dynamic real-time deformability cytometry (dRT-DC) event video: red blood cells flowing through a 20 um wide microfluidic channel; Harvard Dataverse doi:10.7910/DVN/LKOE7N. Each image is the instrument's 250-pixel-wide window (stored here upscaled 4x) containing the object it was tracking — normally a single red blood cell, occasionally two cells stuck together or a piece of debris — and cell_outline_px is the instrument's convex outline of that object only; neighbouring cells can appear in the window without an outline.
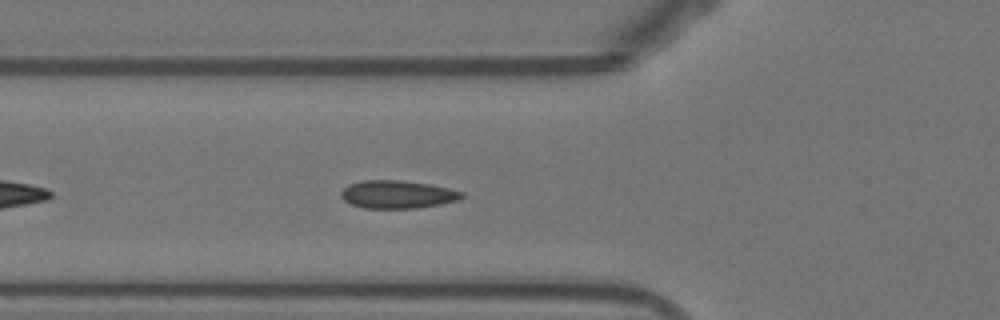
{"species": "Egyptian fruit bat (a non-hibernating species)", "species_latin": "Rousettus aegyptiacus", "temperature_condition": "warm", "stored_images_in_passage": 42, "segment_of_instrument_passage": [1, 2], "camera_frame_rate_fps": 3000, "um_per_image_px": 0.085, "animal": {"sex": "female"}, "frame": {"image": 1, "passage_image": 7, "time_ms": 2.0, "image_size_px": [1000, 320], "cell_outline_px": [[464, 196], [460, 200], [440, 204], [416, 208], [364, 208], [352, 204], [344, 200], [340, 196], [340, 192], [348, 184], [364, 180], [400, 180], [432, 184], [464, 192]], "centroid_in_image_um": [33.8, 16.52], "position_along_channel_um": 92.0, "area_um2": 19.77}}
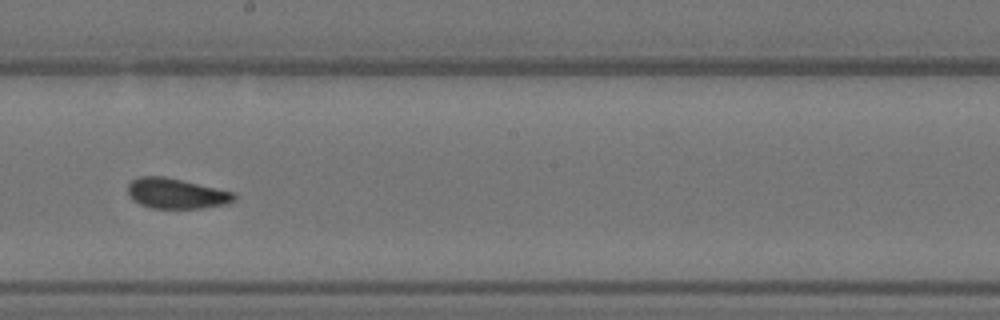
{"frame": {"image": 2, "passage_image": 18, "time_ms": 5.667, "image_size_px": [1000, 320], "cell_outline_px": [[236, 200], [228, 204], [200, 208], [152, 208], [140, 204], [132, 200], [128, 196], [128, 184], [132, 180], [140, 176], [164, 176], [236, 192]], "centroid_in_image_um": [15.0, 16.44], "position_along_channel_um": 233.2, "area_um2": 18.96}}
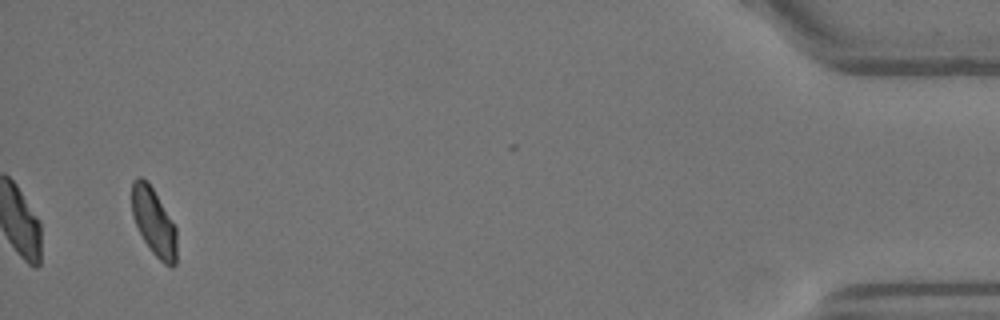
{"frame": {"image": 3, "passage_image": 39, "time_ms": 12.667, "image_size_px": [1000, 320], "cell_outline_px": [[176, 264], [172, 268], [164, 264], [152, 252], [144, 240], [132, 216], [132, 180], [136, 176], [140, 176], [148, 180], [176, 228]], "centroid_in_image_um": [13.06, 18.84], "position_along_channel_um": 422.1, "area_um2": 17.63}}